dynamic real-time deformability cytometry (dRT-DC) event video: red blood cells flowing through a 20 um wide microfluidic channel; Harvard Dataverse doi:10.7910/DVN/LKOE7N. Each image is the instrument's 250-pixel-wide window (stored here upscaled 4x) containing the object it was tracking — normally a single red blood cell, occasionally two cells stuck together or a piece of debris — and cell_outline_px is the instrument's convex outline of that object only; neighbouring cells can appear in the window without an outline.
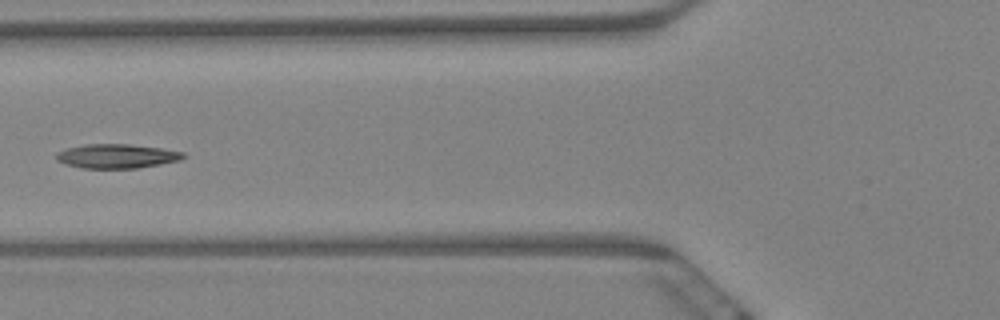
{"species": "Egyptian fruit bat (a non-hibernating species)", "species_latin": "Rousettus aegyptiacus", "temperature_condition": "warm", "stored_images_in_passage": 9, "camera_frame_rate_fps": 3000, "um_per_image_px": 0.085, "animal": {"sex": "female"}, "frame": {"image": 1, "passage_image": 4, "time_ms": 1.0, "image_size_px": [1000, 320], "cell_outline_px": [[188, 156], [180, 160], [160, 164], [136, 168], [80, 168], [64, 164], [56, 160], [56, 152], [68, 148], [84, 144], [128, 144], [160, 148], [184, 152]], "centroid_in_image_um": [9.91, 13.27], "position_along_channel_um": 115.9, "area_um2": 17.98}}
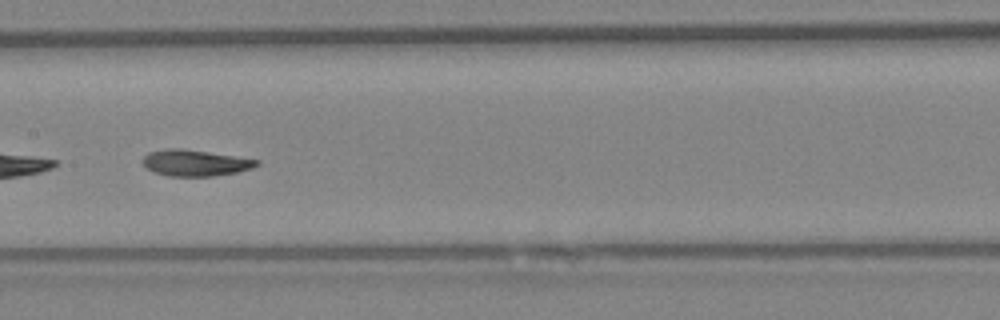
{"frame": {"image": 2, "passage_image": 6, "time_ms": 1.667, "image_size_px": [1000, 320], "cell_outline_px": [[260, 164], [252, 168], [236, 172], [212, 176], [168, 176], [152, 172], [140, 160], [148, 152], [164, 148], [180, 148], [236, 156], [260, 160]], "centroid_in_image_um": [16.56, 13.84], "position_along_channel_um": 190.8, "area_um2": 17.51}}